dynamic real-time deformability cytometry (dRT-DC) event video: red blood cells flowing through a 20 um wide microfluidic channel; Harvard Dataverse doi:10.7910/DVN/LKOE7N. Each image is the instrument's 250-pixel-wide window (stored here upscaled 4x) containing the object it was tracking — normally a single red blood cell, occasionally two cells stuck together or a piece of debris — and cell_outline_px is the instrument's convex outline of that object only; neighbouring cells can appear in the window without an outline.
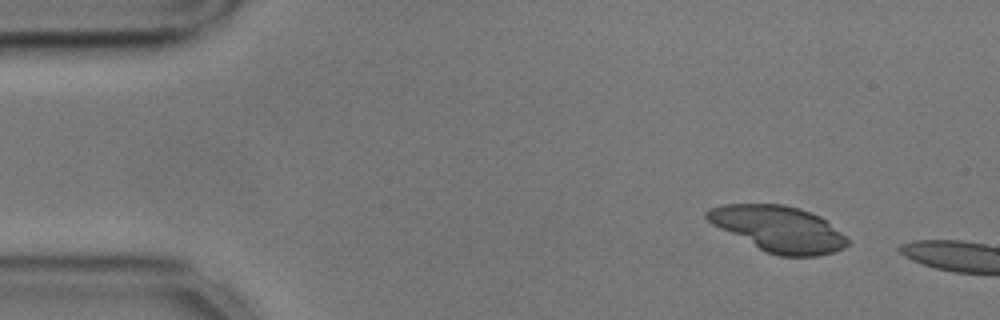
{"species": "common noctule bat (a hibernating species)", "species_latin": "Nyctalus noctula", "temperature_condition": "cold", "stored_images_in_passage": 8, "camera_frame_rate_fps": 3000, "um_per_image_px": 0.085, "animal": {"sex": "male", "body_mass_g": 17.9, "forearm_length_mm": 54.2}, "frame": {"image": 1, "passage_image": 1, "time_ms": 0.0, "image_size_px": [1000, 320], "cell_outline_px": [[848, 244], [844, 248], [820, 256], [780, 256], [768, 252], [712, 224], [704, 216], [704, 212], [708, 208], [724, 204], [784, 204], [800, 208], [820, 216], [840, 232], [848, 240]], "centroid_in_image_um": [66.17, 19.43], "position_along_channel_um": 18.8, "area_um2": 37.05}}